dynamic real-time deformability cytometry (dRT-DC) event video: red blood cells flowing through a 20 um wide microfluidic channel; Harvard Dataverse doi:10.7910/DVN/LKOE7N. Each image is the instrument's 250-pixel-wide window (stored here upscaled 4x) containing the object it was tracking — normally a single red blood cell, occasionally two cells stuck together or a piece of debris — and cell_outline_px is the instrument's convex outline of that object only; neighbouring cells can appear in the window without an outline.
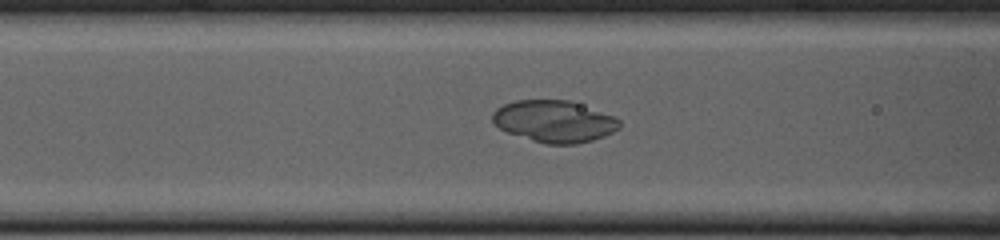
{"species": "common noctule bat (a hibernating species)", "species_latin": "Nyctalus noctula", "temperature_condition": "cold", "stored_images_in_passage": 32, "camera_frame_rate_fps": 3000, "um_per_image_px": 0.085, "animal": {"sex": "female", "body_mass_g": 23.0, "forearm_length_mm": 53.4}, "frame": {"image": 1, "passage_image": 6, "time_ms": 1.667, "image_size_px": [1000, 240], "cell_outline_px": [[620, 128], [604, 136], [592, 140], [576, 144], [544, 144], [508, 132], [500, 128], [492, 120], [492, 112], [496, 108], [504, 104], [516, 100], [568, 100], [612, 116], [620, 120]], "centroid_in_image_um": [47.09, 10.32], "position_along_channel_um": 119.5, "area_um2": 30.63}}
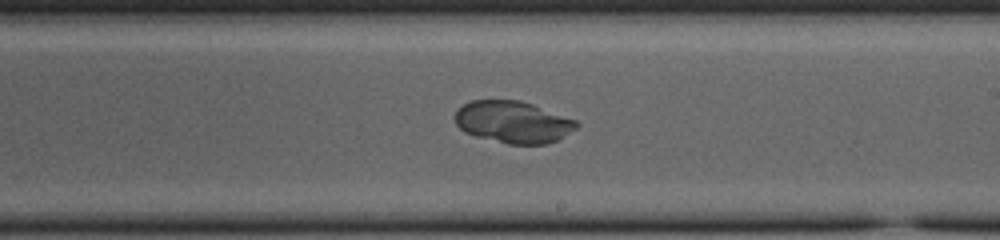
{"frame": {"image": 2, "passage_image": 16, "time_ms": 5.0, "image_size_px": [1000, 240], "cell_outline_px": [[580, 124], [576, 128], [556, 140], [548, 144], [508, 144], [476, 136], [464, 132], [456, 124], [456, 112], [464, 104], [472, 100], [520, 100], [532, 104], [576, 120]], "centroid_in_image_um": [43.61, 10.37], "position_along_channel_um": 245.4, "area_um2": 29.42}}
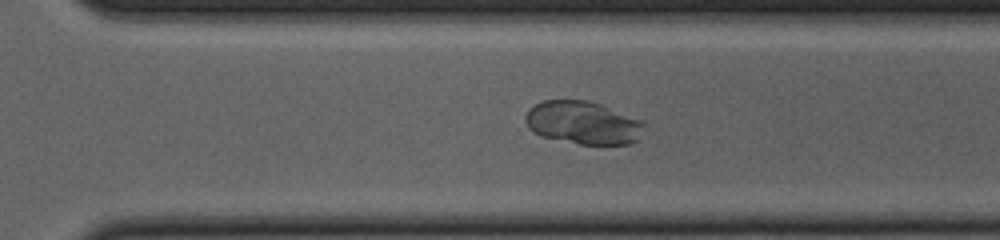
{"frame": {"image": 3, "passage_image": 22, "time_ms": 7.0, "image_size_px": [1000, 240], "cell_outline_px": [[644, 124], [636, 140], [632, 144], [580, 144], [540, 136], [528, 128], [524, 120], [524, 116], [528, 108], [544, 100], [588, 100], [600, 104], [644, 120]], "centroid_in_image_um": [49.52, 10.42], "position_along_channel_um": 321.1, "area_um2": 29.82}}